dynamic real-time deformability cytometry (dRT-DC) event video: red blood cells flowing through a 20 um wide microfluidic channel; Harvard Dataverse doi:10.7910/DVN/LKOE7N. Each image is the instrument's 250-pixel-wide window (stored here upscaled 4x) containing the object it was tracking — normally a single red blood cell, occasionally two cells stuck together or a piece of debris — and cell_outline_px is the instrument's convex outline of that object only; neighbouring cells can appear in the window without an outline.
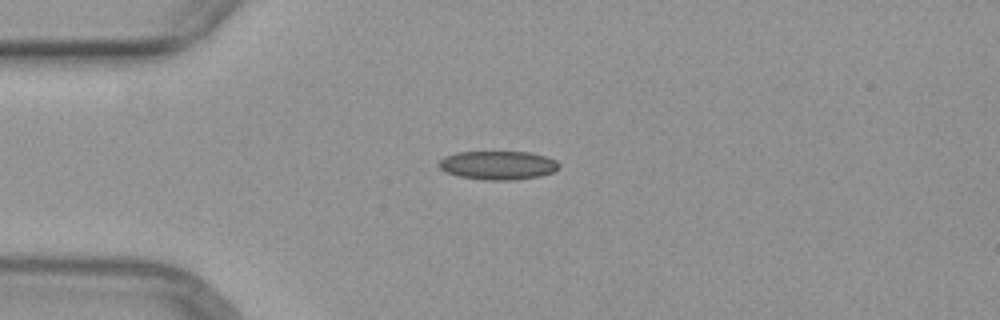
{"species": "common noctule bat (a hibernating species)", "species_latin": "Nyctalus noctula", "temperature_condition": "warm", "stored_images_in_passage": 5, "camera_frame_rate_fps": 3000, "um_per_image_px": 0.085, "animal": {"sex": "female", "body_mass_g": 29.2, "forearm_length_mm": 56.3}, "frame": {"image": 1, "passage_image": 3, "time_ms": 2.333, "image_size_px": [1000, 320], "cell_outline_px": [[560, 168], [552, 172], [540, 176], [516, 180], [484, 180], [456, 176], [444, 172], [440, 168], [440, 160], [444, 156], [456, 152], [528, 152], [544, 156], [556, 160], [560, 164]], "centroid_in_image_um": [42.32, 14.05], "position_along_channel_um": 42.7, "area_um2": 20.23}}
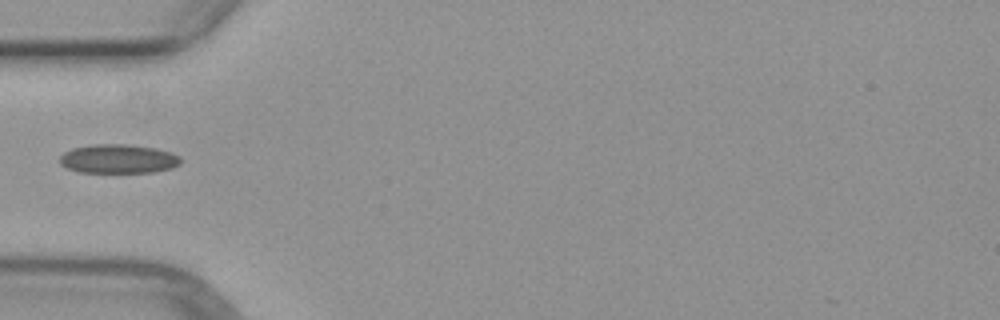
{"frame": {"image": 2, "passage_image": 4, "time_ms": 3.667, "image_size_px": [1000, 320], "cell_outline_px": [[180, 164], [172, 168], [152, 172], [80, 172], [68, 168], [60, 164], [60, 156], [64, 152], [72, 148], [96, 144], [128, 144], [156, 148], [172, 152], [180, 156]], "centroid_in_image_um": [10.07, 13.49], "position_along_channel_um": 74.9, "area_um2": 20.46}}
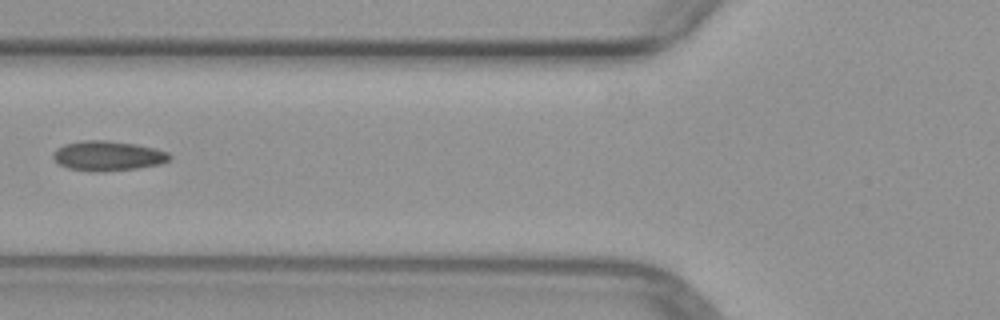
{"frame": {"image": 3, "passage_image": 5, "time_ms": 4.667, "image_size_px": [1000, 320], "cell_outline_px": [[172, 156], [168, 160], [160, 164], [136, 168], [104, 172], [92, 172], [68, 168], [56, 164], [52, 156], [56, 148], [64, 144], [84, 140], [104, 140], [136, 144], [168, 152]], "centroid_in_image_um": [9.11, 13.25], "position_along_channel_um": 116.7, "area_um2": 20.35}}